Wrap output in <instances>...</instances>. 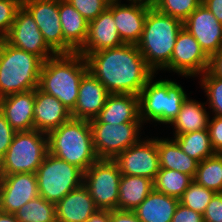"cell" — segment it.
<instances>
[{
	"label": "cell",
	"instance_id": "obj_19",
	"mask_svg": "<svg viewBox=\"0 0 222 222\" xmlns=\"http://www.w3.org/2000/svg\"><path fill=\"white\" fill-rule=\"evenodd\" d=\"M109 94L105 86L88 71L80 81L78 99L71 111L72 118L88 121L95 119Z\"/></svg>",
	"mask_w": 222,
	"mask_h": 222
},
{
	"label": "cell",
	"instance_id": "obj_5",
	"mask_svg": "<svg viewBox=\"0 0 222 222\" xmlns=\"http://www.w3.org/2000/svg\"><path fill=\"white\" fill-rule=\"evenodd\" d=\"M148 80L139 93L140 119L143 123L171 124L180 112L187 94L176 81Z\"/></svg>",
	"mask_w": 222,
	"mask_h": 222
},
{
	"label": "cell",
	"instance_id": "obj_11",
	"mask_svg": "<svg viewBox=\"0 0 222 222\" xmlns=\"http://www.w3.org/2000/svg\"><path fill=\"white\" fill-rule=\"evenodd\" d=\"M209 57L195 38L184 28L179 32L170 62L162 69L178 75L198 77L208 70Z\"/></svg>",
	"mask_w": 222,
	"mask_h": 222
},
{
	"label": "cell",
	"instance_id": "obj_18",
	"mask_svg": "<svg viewBox=\"0 0 222 222\" xmlns=\"http://www.w3.org/2000/svg\"><path fill=\"white\" fill-rule=\"evenodd\" d=\"M123 44L115 25L111 0L108 7L96 19L89 21L87 39L78 53L90 55Z\"/></svg>",
	"mask_w": 222,
	"mask_h": 222
},
{
	"label": "cell",
	"instance_id": "obj_36",
	"mask_svg": "<svg viewBox=\"0 0 222 222\" xmlns=\"http://www.w3.org/2000/svg\"><path fill=\"white\" fill-rule=\"evenodd\" d=\"M88 22L96 19L111 0H67Z\"/></svg>",
	"mask_w": 222,
	"mask_h": 222
},
{
	"label": "cell",
	"instance_id": "obj_22",
	"mask_svg": "<svg viewBox=\"0 0 222 222\" xmlns=\"http://www.w3.org/2000/svg\"><path fill=\"white\" fill-rule=\"evenodd\" d=\"M90 123H143L140 119L139 96L109 94L99 115Z\"/></svg>",
	"mask_w": 222,
	"mask_h": 222
},
{
	"label": "cell",
	"instance_id": "obj_26",
	"mask_svg": "<svg viewBox=\"0 0 222 222\" xmlns=\"http://www.w3.org/2000/svg\"><path fill=\"white\" fill-rule=\"evenodd\" d=\"M160 168L176 170L194 178L198 162L182 151L173 139L156 138Z\"/></svg>",
	"mask_w": 222,
	"mask_h": 222
},
{
	"label": "cell",
	"instance_id": "obj_31",
	"mask_svg": "<svg viewBox=\"0 0 222 222\" xmlns=\"http://www.w3.org/2000/svg\"><path fill=\"white\" fill-rule=\"evenodd\" d=\"M193 180L207 189L222 192V154L215 153L199 162Z\"/></svg>",
	"mask_w": 222,
	"mask_h": 222
},
{
	"label": "cell",
	"instance_id": "obj_38",
	"mask_svg": "<svg viewBox=\"0 0 222 222\" xmlns=\"http://www.w3.org/2000/svg\"><path fill=\"white\" fill-rule=\"evenodd\" d=\"M208 132L212 149L215 153L222 154V117L214 116L208 121Z\"/></svg>",
	"mask_w": 222,
	"mask_h": 222
},
{
	"label": "cell",
	"instance_id": "obj_28",
	"mask_svg": "<svg viewBox=\"0 0 222 222\" xmlns=\"http://www.w3.org/2000/svg\"><path fill=\"white\" fill-rule=\"evenodd\" d=\"M204 104L187 97L181 106L180 112L170 124L175 129L174 137L207 129L210 116Z\"/></svg>",
	"mask_w": 222,
	"mask_h": 222
},
{
	"label": "cell",
	"instance_id": "obj_35",
	"mask_svg": "<svg viewBox=\"0 0 222 222\" xmlns=\"http://www.w3.org/2000/svg\"><path fill=\"white\" fill-rule=\"evenodd\" d=\"M215 193V191L207 189L193 181L179 201L189 209L203 214Z\"/></svg>",
	"mask_w": 222,
	"mask_h": 222
},
{
	"label": "cell",
	"instance_id": "obj_12",
	"mask_svg": "<svg viewBox=\"0 0 222 222\" xmlns=\"http://www.w3.org/2000/svg\"><path fill=\"white\" fill-rule=\"evenodd\" d=\"M22 6L30 13L42 33L47 45L56 54L75 51L64 41L57 1H26Z\"/></svg>",
	"mask_w": 222,
	"mask_h": 222
},
{
	"label": "cell",
	"instance_id": "obj_7",
	"mask_svg": "<svg viewBox=\"0 0 222 222\" xmlns=\"http://www.w3.org/2000/svg\"><path fill=\"white\" fill-rule=\"evenodd\" d=\"M47 153L46 133L37 130L16 132L7 152L0 160V175L36 173Z\"/></svg>",
	"mask_w": 222,
	"mask_h": 222
},
{
	"label": "cell",
	"instance_id": "obj_15",
	"mask_svg": "<svg viewBox=\"0 0 222 222\" xmlns=\"http://www.w3.org/2000/svg\"><path fill=\"white\" fill-rule=\"evenodd\" d=\"M129 4H122L121 0H112V14L120 38L124 44L137 45L141 39L144 22L151 0H127Z\"/></svg>",
	"mask_w": 222,
	"mask_h": 222
},
{
	"label": "cell",
	"instance_id": "obj_33",
	"mask_svg": "<svg viewBox=\"0 0 222 222\" xmlns=\"http://www.w3.org/2000/svg\"><path fill=\"white\" fill-rule=\"evenodd\" d=\"M201 88L206 93L208 108L214 116L222 117V77L213 76L208 70L200 75Z\"/></svg>",
	"mask_w": 222,
	"mask_h": 222
},
{
	"label": "cell",
	"instance_id": "obj_29",
	"mask_svg": "<svg viewBox=\"0 0 222 222\" xmlns=\"http://www.w3.org/2000/svg\"><path fill=\"white\" fill-rule=\"evenodd\" d=\"M182 151L198 163L214 155L208 129L193 131L174 137Z\"/></svg>",
	"mask_w": 222,
	"mask_h": 222
},
{
	"label": "cell",
	"instance_id": "obj_32",
	"mask_svg": "<svg viewBox=\"0 0 222 222\" xmlns=\"http://www.w3.org/2000/svg\"><path fill=\"white\" fill-rule=\"evenodd\" d=\"M19 222H56L55 204L37 196L16 211Z\"/></svg>",
	"mask_w": 222,
	"mask_h": 222
},
{
	"label": "cell",
	"instance_id": "obj_48",
	"mask_svg": "<svg viewBox=\"0 0 222 222\" xmlns=\"http://www.w3.org/2000/svg\"><path fill=\"white\" fill-rule=\"evenodd\" d=\"M20 1H21V3H22V2L33 1V0H20ZM36 1H57V2H59V1H61V0H36Z\"/></svg>",
	"mask_w": 222,
	"mask_h": 222
},
{
	"label": "cell",
	"instance_id": "obj_43",
	"mask_svg": "<svg viewBox=\"0 0 222 222\" xmlns=\"http://www.w3.org/2000/svg\"><path fill=\"white\" fill-rule=\"evenodd\" d=\"M208 71L213 76L222 77V49L209 58Z\"/></svg>",
	"mask_w": 222,
	"mask_h": 222
},
{
	"label": "cell",
	"instance_id": "obj_27",
	"mask_svg": "<svg viewBox=\"0 0 222 222\" xmlns=\"http://www.w3.org/2000/svg\"><path fill=\"white\" fill-rule=\"evenodd\" d=\"M153 189V180L149 178L122 175L119 183L117 209L133 211Z\"/></svg>",
	"mask_w": 222,
	"mask_h": 222
},
{
	"label": "cell",
	"instance_id": "obj_9",
	"mask_svg": "<svg viewBox=\"0 0 222 222\" xmlns=\"http://www.w3.org/2000/svg\"><path fill=\"white\" fill-rule=\"evenodd\" d=\"M121 172L110 159H98L85 172L83 184L99 210L117 209Z\"/></svg>",
	"mask_w": 222,
	"mask_h": 222
},
{
	"label": "cell",
	"instance_id": "obj_8",
	"mask_svg": "<svg viewBox=\"0 0 222 222\" xmlns=\"http://www.w3.org/2000/svg\"><path fill=\"white\" fill-rule=\"evenodd\" d=\"M39 196L57 204L73 189L83 184L84 172L49 152L36 171Z\"/></svg>",
	"mask_w": 222,
	"mask_h": 222
},
{
	"label": "cell",
	"instance_id": "obj_3",
	"mask_svg": "<svg viewBox=\"0 0 222 222\" xmlns=\"http://www.w3.org/2000/svg\"><path fill=\"white\" fill-rule=\"evenodd\" d=\"M182 28L181 20L161 13L153 6L149 8L137 46L146 64L155 74L158 69L162 70L170 62L177 36Z\"/></svg>",
	"mask_w": 222,
	"mask_h": 222
},
{
	"label": "cell",
	"instance_id": "obj_46",
	"mask_svg": "<svg viewBox=\"0 0 222 222\" xmlns=\"http://www.w3.org/2000/svg\"><path fill=\"white\" fill-rule=\"evenodd\" d=\"M0 222H19L13 213L0 211Z\"/></svg>",
	"mask_w": 222,
	"mask_h": 222
},
{
	"label": "cell",
	"instance_id": "obj_24",
	"mask_svg": "<svg viewBox=\"0 0 222 222\" xmlns=\"http://www.w3.org/2000/svg\"><path fill=\"white\" fill-rule=\"evenodd\" d=\"M179 202L153 189L133 211L141 222H171Z\"/></svg>",
	"mask_w": 222,
	"mask_h": 222
},
{
	"label": "cell",
	"instance_id": "obj_44",
	"mask_svg": "<svg viewBox=\"0 0 222 222\" xmlns=\"http://www.w3.org/2000/svg\"><path fill=\"white\" fill-rule=\"evenodd\" d=\"M202 4L222 24V0H202Z\"/></svg>",
	"mask_w": 222,
	"mask_h": 222
},
{
	"label": "cell",
	"instance_id": "obj_13",
	"mask_svg": "<svg viewBox=\"0 0 222 222\" xmlns=\"http://www.w3.org/2000/svg\"><path fill=\"white\" fill-rule=\"evenodd\" d=\"M6 42L15 48L36 55L43 62L56 55L45 42L33 17L23 6L16 12L14 22L6 36Z\"/></svg>",
	"mask_w": 222,
	"mask_h": 222
},
{
	"label": "cell",
	"instance_id": "obj_47",
	"mask_svg": "<svg viewBox=\"0 0 222 222\" xmlns=\"http://www.w3.org/2000/svg\"><path fill=\"white\" fill-rule=\"evenodd\" d=\"M5 43H6V36L0 34V55H1V52H2V49L5 45Z\"/></svg>",
	"mask_w": 222,
	"mask_h": 222
},
{
	"label": "cell",
	"instance_id": "obj_1",
	"mask_svg": "<svg viewBox=\"0 0 222 222\" xmlns=\"http://www.w3.org/2000/svg\"><path fill=\"white\" fill-rule=\"evenodd\" d=\"M88 71L110 94L138 96L155 72L146 64L138 46L123 44L83 55Z\"/></svg>",
	"mask_w": 222,
	"mask_h": 222
},
{
	"label": "cell",
	"instance_id": "obj_2",
	"mask_svg": "<svg viewBox=\"0 0 222 222\" xmlns=\"http://www.w3.org/2000/svg\"><path fill=\"white\" fill-rule=\"evenodd\" d=\"M87 72L86 59L80 53L56 54L43 62L38 88L71 112L78 99L80 81Z\"/></svg>",
	"mask_w": 222,
	"mask_h": 222
},
{
	"label": "cell",
	"instance_id": "obj_42",
	"mask_svg": "<svg viewBox=\"0 0 222 222\" xmlns=\"http://www.w3.org/2000/svg\"><path fill=\"white\" fill-rule=\"evenodd\" d=\"M110 222H141L134 211L129 210H110Z\"/></svg>",
	"mask_w": 222,
	"mask_h": 222
},
{
	"label": "cell",
	"instance_id": "obj_25",
	"mask_svg": "<svg viewBox=\"0 0 222 222\" xmlns=\"http://www.w3.org/2000/svg\"><path fill=\"white\" fill-rule=\"evenodd\" d=\"M59 16L64 41L78 52L84 45L89 22L67 1H59Z\"/></svg>",
	"mask_w": 222,
	"mask_h": 222
},
{
	"label": "cell",
	"instance_id": "obj_17",
	"mask_svg": "<svg viewBox=\"0 0 222 222\" xmlns=\"http://www.w3.org/2000/svg\"><path fill=\"white\" fill-rule=\"evenodd\" d=\"M186 29L210 58L222 49V24L201 4L183 22Z\"/></svg>",
	"mask_w": 222,
	"mask_h": 222
},
{
	"label": "cell",
	"instance_id": "obj_41",
	"mask_svg": "<svg viewBox=\"0 0 222 222\" xmlns=\"http://www.w3.org/2000/svg\"><path fill=\"white\" fill-rule=\"evenodd\" d=\"M171 222H204L203 214L189 209L179 202Z\"/></svg>",
	"mask_w": 222,
	"mask_h": 222
},
{
	"label": "cell",
	"instance_id": "obj_34",
	"mask_svg": "<svg viewBox=\"0 0 222 222\" xmlns=\"http://www.w3.org/2000/svg\"><path fill=\"white\" fill-rule=\"evenodd\" d=\"M152 6L161 13L184 22L197 9L202 0H151Z\"/></svg>",
	"mask_w": 222,
	"mask_h": 222
},
{
	"label": "cell",
	"instance_id": "obj_45",
	"mask_svg": "<svg viewBox=\"0 0 222 222\" xmlns=\"http://www.w3.org/2000/svg\"><path fill=\"white\" fill-rule=\"evenodd\" d=\"M87 222H110V210H98Z\"/></svg>",
	"mask_w": 222,
	"mask_h": 222
},
{
	"label": "cell",
	"instance_id": "obj_30",
	"mask_svg": "<svg viewBox=\"0 0 222 222\" xmlns=\"http://www.w3.org/2000/svg\"><path fill=\"white\" fill-rule=\"evenodd\" d=\"M193 181V177L188 174L160 168L153 185L154 190L180 199Z\"/></svg>",
	"mask_w": 222,
	"mask_h": 222
},
{
	"label": "cell",
	"instance_id": "obj_14",
	"mask_svg": "<svg viewBox=\"0 0 222 222\" xmlns=\"http://www.w3.org/2000/svg\"><path fill=\"white\" fill-rule=\"evenodd\" d=\"M114 161L122 175L142 176L154 181L160 169L156 138L141 139L121 152Z\"/></svg>",
	"mask_w": 222,
	"mask_h": 222
},
{
	"label": "cell",
	"instance_id": "obj_4",
	"mask_svg": "<svg viewBox=\"0 0 222 222\" xmlns=\"http://www.w3.org/2000/svg\"><path fill=\"white\" fill-rule=\"evenodd\" d=\"M48 152L85 172L98 157L88 120L71 118L48 134Z\"/></svg>",
	"mask_w": 222,
	"mask_h": 222
},
{
	"label": "cell",
	"instance_id": "obj_39",
	"mask_svg": "<svg viewBox=\"0 0 222 222\" xmlns=\"http://www.w3.org/2000/svg\"><path fill=\"white\" fill-rule=\"evenodd\" d=\"M204 222H222V192H216L203 213Z\"/></svg>",
	"mask_w": 222,
	"mask_h": 222
},
{
	"label": "cell",
	"instance_id": "obj_6",
	"mask_svg": "<svg viewBox=\"0 0 222 222\" xmlns=\"http://www.w3.org/2000/svg\"><path fill=\"white\" fill-rule=\"evenodd\" d=\"M43 61L5 43L0 55V98L38 87Z\"/></svg>",
	"mask_w": 222,
	"mask_h": 222
},
{
	"label": "cell",
	"instance_id": "obj_20",
	"mask_svg": "<svg viewBox=\"0 0 222 222\" xmlns=\"http://www.w3.org/2000/svg\"><path fill=\"white\" fill-rule=\"evenodd\" d=\"M35 89L0 98V112L16 131L34 130Z\"/></svg>",
	"mask_w": 222,
	"mask_h": 222
},
{
	"label": "cell",
	"instance_id": "obj_40",
	"mask_svg": "<svg viewBox=\"0 0 222 222\" xmlns=\"http://www.w3.org/2000/svg\"><path fill=\"white\" fill-rule=\"evenodd\" d=\"M16 131L7 122L5 116L0 112V160L4 157Z\"/></svg>",
	"mask_w": 222,
	"mask_h": 222
},
{
	"label": "cell",
	"instance_id": "obj_37",
	"mask_svg": "<svg viewBox=\"0 0 222 222\" xmlns=\"http://www.w3.org/2000/svg\"><path fill=\"white\" fill-rule=\"evenodd\" d=\"M21 6L20 0H0V34L8 35L16 12Z\"/></svg>",
	"mask_w": 222,
	"mask_h": 222
},
{
	"label": "cell",
	"instance_id": "obj_21",
	"mask_svg": "<svg viewBox=\"0 0 222 222\" xmlns=\"http://www.w3.org/2000/svg\"><path fill=\"white\" fill-rule=\"evenodd\" d=\"M71 118V112L57 98L35 89L34 130L48 134Z\"/></svg>",
	"mask_w": 222,
	"mask_h": 222
},
{
	"label": "cell",
	"instance_id": "obj_10",
	"mask_svg": "<svg viewBox=\"0 0 222 222\" xmlns=\"http://www.w3.org/2000/svg\"><path fill=\"white\" fill-rule=\"evenodd\" d=\"M143 123H90L93 148L98 159L114 160L121 152L141 140Z\"/></svg>",
	"mask_w": 222,
	"mask_h": 222
},
{
	"label": "cell",
	"instance_id": "obj_23",
	"mask_svg": "<svg viewBox=\"0 0 222 222\" xmlns=\"http://www.w3.org/2000/svg\"><path fill=\"white\" fill-rule=\"evenodd\" d=\"M99 209L82 184L55 204L56 222H87Z\"/></svg>",
	"mask_w": 222,
	"mask_h": 222
},
{
	"label": "cell",
	"instance_id": "obj_16",
	"mask_svg": "<svg viewBox=\"0 0 222 222\" xmlns=\"http://www.w3.org/2000/svg\"><path fill=\"white\" fill-rule=\"evenodd\" d=\"M39 196L36 173L0 175V211L15 213Z\"/></svg>",
	"mask_w": 222,
	"mask_h": 222
}]
</instances>
